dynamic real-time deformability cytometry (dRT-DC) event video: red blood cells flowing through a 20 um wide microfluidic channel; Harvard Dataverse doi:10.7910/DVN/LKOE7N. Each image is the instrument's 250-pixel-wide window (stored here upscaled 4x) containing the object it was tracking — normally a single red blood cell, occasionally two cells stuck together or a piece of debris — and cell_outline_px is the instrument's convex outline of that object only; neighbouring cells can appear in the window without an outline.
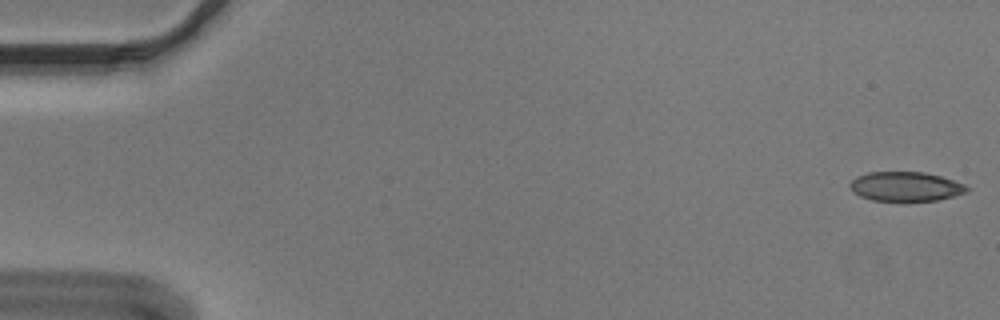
{"species": "Egyptian fruit bat (a non-hibernating species)", "species_latin": "Rousettus aegyptiacus", "temperature_condition": "cold", "stored_images_in_passage": 54, "camera_frame_rate_fps": 3000, "um_per_image_px": 0.085, "animal": {"sex": "male"}, "frame": {"image": 1, "passage_image": 1, "time_ms": 0.0, "image_size_px": [1000, 320], "cell_outline_px": [[972, 188], [968, 192], [936, 200], [904, 204], [872, 200], [860, 196], [852, 192], [848, 184], [856, 176], [868, 172], [924, 172], [940, 176], [964, 184]], "centroid_in_image_um": [76.95, 15.9], "position_along_channel_um": 8.0, "area_um2": 20.87}}
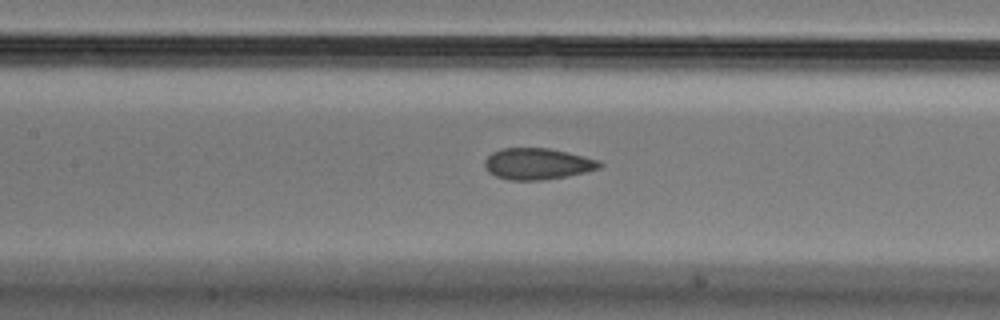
{"frame": {"image": 2, "passage_image": 25, "time_ms": 8.0, "image_size_px": [1000, 320], "cell_outline_px": [[604, 164], [600, 168], [568, 176], [540, 180], [512, 180], [496, 176], [488, 172], [484, 168], [484, 160], [492, 152], [500, 148], [548, 148], [568, 152], [600, 160]], "centroid_in_image_um": [45.68, 13.92], "position_along_channel_um": 161.7, "area_um2": 21.1}}
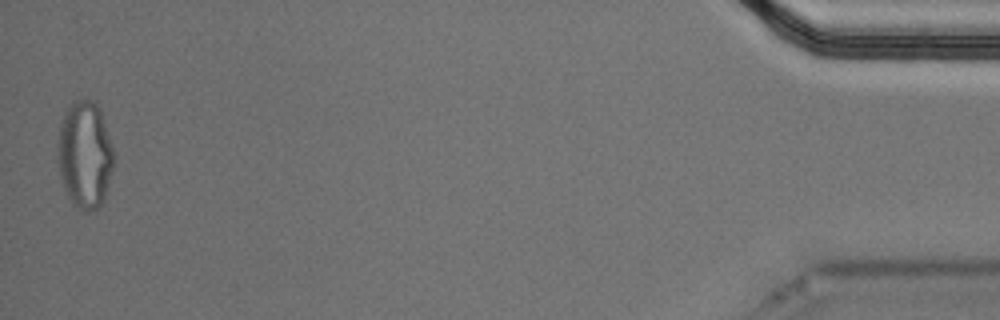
{"frame": {"image": 3, "passage_image": 54, "time_ms": 17.667, "image_size_px": [1000, 320], "cell_outline_px": [[112, 168], [104, 200], [92, 212], [80, 212], [72, 204], [64, 188], [60, 176], [56, 144], [60, 128], [64, 116], [68, 108], [76, 100], [84, 96], [92, 100], [100, 108], [112, 148]], "centroid_in_image_um": [7.18, 13.17], "position_along_channel_um": 428.0, "area_um2": 34.97}, "authors_computed_cell_mechanics": {"area_um2": 21.675, "velocity_mm_per_s": 3.6628, "shape_relaxation_time_tau1_ms": null, "shape_relaxation_time_tau2_ms": 1.5019, "deformation_change_tau1": null, "deformation_change_tau2": 0.0789}}